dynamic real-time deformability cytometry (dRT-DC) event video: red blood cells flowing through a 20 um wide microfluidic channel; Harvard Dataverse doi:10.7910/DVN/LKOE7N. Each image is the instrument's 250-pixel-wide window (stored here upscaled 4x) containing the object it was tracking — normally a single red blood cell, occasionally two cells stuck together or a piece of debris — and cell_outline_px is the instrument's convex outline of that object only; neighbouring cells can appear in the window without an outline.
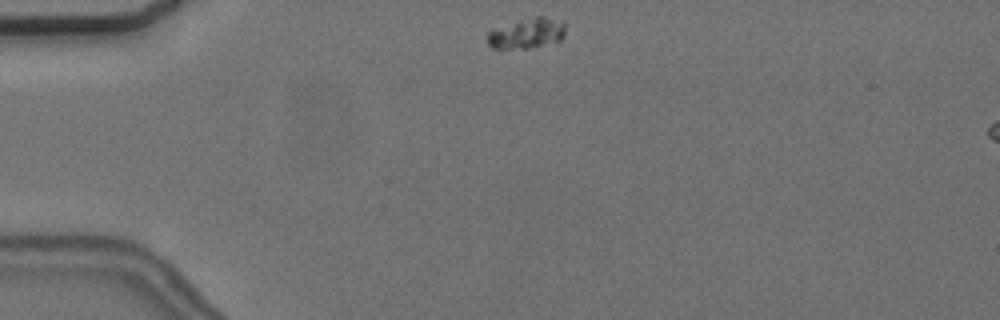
{"species": "common noctule bat (a hibernating species)", "species_latin": "Nyctalus noctula", "temperature_condition": "cold", "stored_images_in_passage": 38, "camera_frame_rate_fps": 3000, "um_per_image_px": 0.085, "animal": {"sex": "female", "body_mass_g": 24.6, "forearm_length_mm": 56.2}, "frame": {"image": 1, "passage_image": 1, "time_ms": 0.0, "image_size_px": [1000, 320], "cell_outline_px": [[564, 36], [560, 40], [528, 48], [492, 48], [488, 44], [488, 32], [492, 28], [536, 16], [544, 16], [564, 20]], "centroid_in_image_um": [44.79, 2.81], "position_along_channel_um": 40.2, "area_um2": 13.7}}
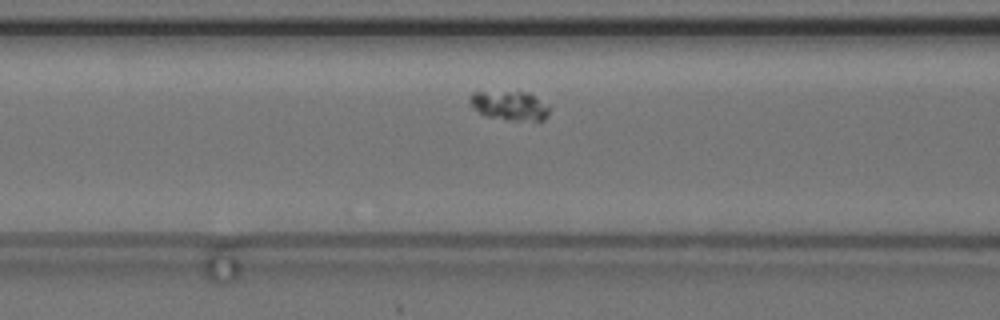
{"frame": {"image": 2, "passage_image": 11, "time_ms": 3.333, "image_size_px": [1000, 320], "cell_outline_px": [[548, 116], [544, 120], [504, 120], [484, 116], [472, 108], [468, 104], [468, 100], [472, 92], [528, 92], [548, 104]], "centroid_in_image_um": [43.27, 8.99], "position_along_channel_um": 123.3, "area_um2": 13.76}}